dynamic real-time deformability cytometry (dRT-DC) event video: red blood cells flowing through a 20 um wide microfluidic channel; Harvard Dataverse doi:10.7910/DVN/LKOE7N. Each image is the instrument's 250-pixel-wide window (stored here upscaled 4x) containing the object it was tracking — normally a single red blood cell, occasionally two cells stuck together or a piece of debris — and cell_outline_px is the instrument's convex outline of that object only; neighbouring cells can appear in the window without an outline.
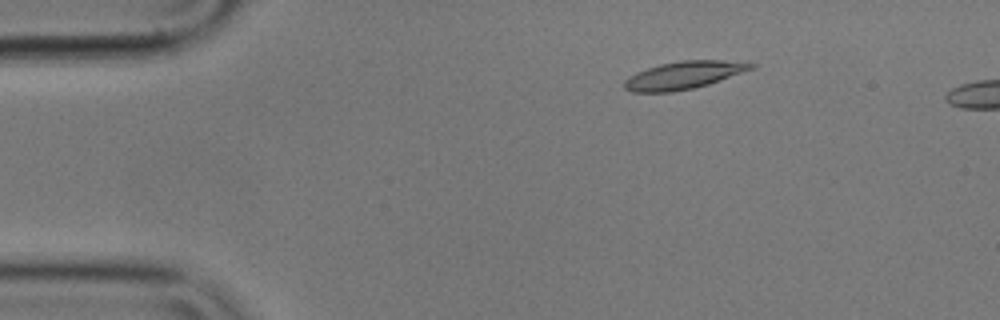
{"species": "common noctule bat (a hibernating species)", "species_latin": "Nyctalus noctula", "temperature_condition": "cold", "stored_images_in_passage": 8, "camera_frame_rate_fps": 3000, "um_per_image_px": 0.085, "animal": {"sex": "male", "body_mass_g": 17.9}, "frame": {"image": 1, "passage_image": 4, "time_ms": 1.0, "image_size_px": [1000, 320], "cell_outline_px": [[756, 68], [708, 84], [692, 88], [672, 92], [632, 92], [624, 88], [624, 80], [628, 76], [636, 72], [660, 64], [680, 60], [720, 60], [756, 64]], "centroid_in_image_um": [58.09, 6.39], "position_along_channel_um": 26.9, "area_um2": 20.35}}